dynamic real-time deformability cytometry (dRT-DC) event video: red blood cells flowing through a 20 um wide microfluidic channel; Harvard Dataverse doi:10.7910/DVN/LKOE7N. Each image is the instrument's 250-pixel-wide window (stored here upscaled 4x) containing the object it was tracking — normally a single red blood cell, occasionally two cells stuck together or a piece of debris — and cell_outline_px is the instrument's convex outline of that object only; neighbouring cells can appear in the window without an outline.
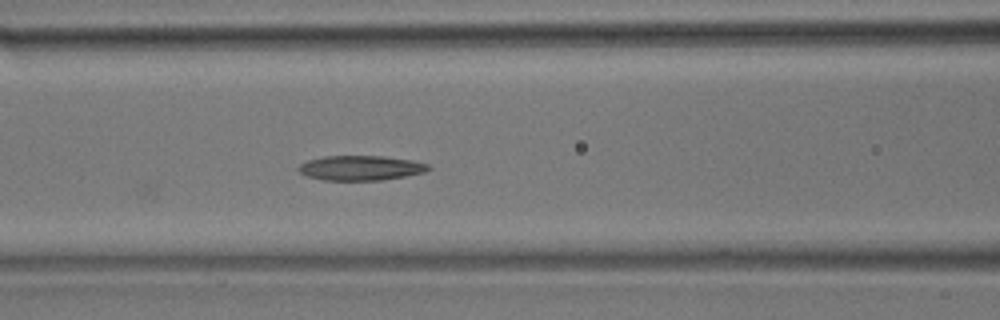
{"species": "common noctule bat (a hibernating species)", "species_latin": "Nyctalus noctula", "temperature_condition": "room temperature", "stored_images_in_passage": 6, "camera_frame_rate_fps": 3000, "um_per_image_px": 0.085, "animal": {"sex": "male", "body_mass_g": 17.9}, "frame": {"image": 1, "passage_image": 6, "time_ms": 1.667, "image_size_px": [1000, 320], "cell_outline_px": [[432, 168], [424, 172], [404, 176], [380, 180], [324, 180], [308, 176], [300, 172], [296, 168], [300, 164], [308, 160], [324, 156], [384, 156], [412, 160], [428, 164]], "centroid_in_image_um": [30.65, 14.27], "position_along_channel_um": 135.9, "area_um2": 18.67}}